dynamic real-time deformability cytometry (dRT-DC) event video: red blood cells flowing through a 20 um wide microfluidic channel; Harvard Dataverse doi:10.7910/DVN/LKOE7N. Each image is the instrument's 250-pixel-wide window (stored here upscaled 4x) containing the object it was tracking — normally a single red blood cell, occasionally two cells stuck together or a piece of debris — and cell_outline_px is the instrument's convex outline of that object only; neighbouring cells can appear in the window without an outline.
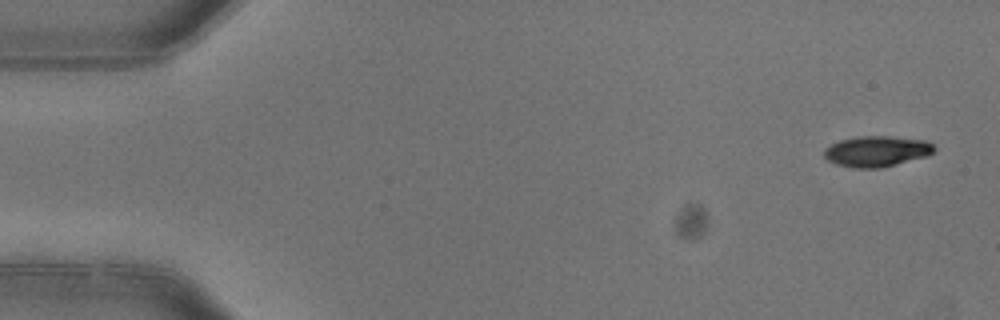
{"species": "common noctule bat (a hibernating species)", "species_latin": "Nyctalus noctula", "temperature_condition": "warm", "stored_images_in_passage": 6, "camera_frame_rate_fps": 3000, "um_per_image_px": 0.085, "animal": {"sex": "female"}, "frame": {"image": 1, "passage_image": 1, "time_ms": 0.0, "image_size_px": [1000, 320], "cell_outline_px": [[936, 152], [928, 156], [880, 168], [856, 168], [836, 164], [828, 160], [824, 156], [824, 148], [840, 140], [860, 136], [888, 136], [928, 140], [936, 148]], "centroid_in_image_um": [74.57, 12.85], "position_along_channel_um": 10.4, "area_um2": 19.83}}
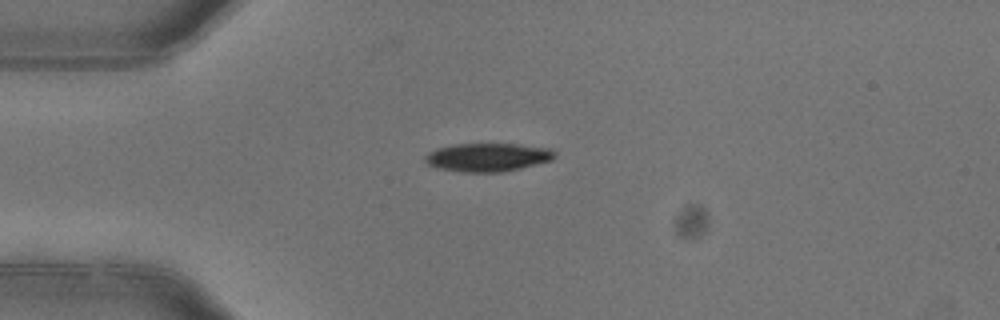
{"frame": {"image": 2, "passage_image": 4, "time_ms": 1.0, "image_size_px": [1000, 320], "cell_outline_px": [[556, 156], [552, 160], [504, 172], [460, 172], [440, 168], [428, 164], [424, 160], [424, 156], [428, 152], [436, 148], [452, 144], [516, 144], [552, 148], [556, 152]], "centroid_in_image_um": [41.46, 13.36], "position_along_channel_um": 43.5, "area_um2": 21.56}}
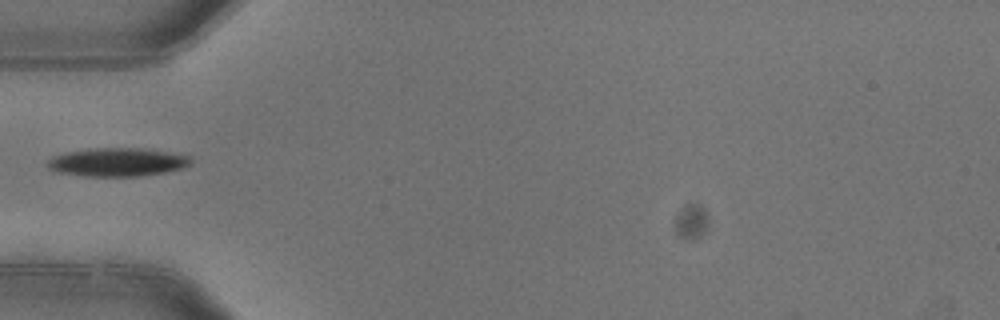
{"frame": {"image": 3, "passage_image": 5, "time_ms": 1.333, "image_size_px": [1000, 320], "cell_outline_px": [[192, 164], [184, 168], [164, 172], [140, 176], [84, 176], [56, 172], [48, 168], [44, 164], [52, 156], [64, 152], [96, 148], [140, 148], [168, 152], [192, 156]], "centroid_in_image_um": [9.96, 13.78], "position_along_channel_um": 75.0, "area_um2": 23.99}}